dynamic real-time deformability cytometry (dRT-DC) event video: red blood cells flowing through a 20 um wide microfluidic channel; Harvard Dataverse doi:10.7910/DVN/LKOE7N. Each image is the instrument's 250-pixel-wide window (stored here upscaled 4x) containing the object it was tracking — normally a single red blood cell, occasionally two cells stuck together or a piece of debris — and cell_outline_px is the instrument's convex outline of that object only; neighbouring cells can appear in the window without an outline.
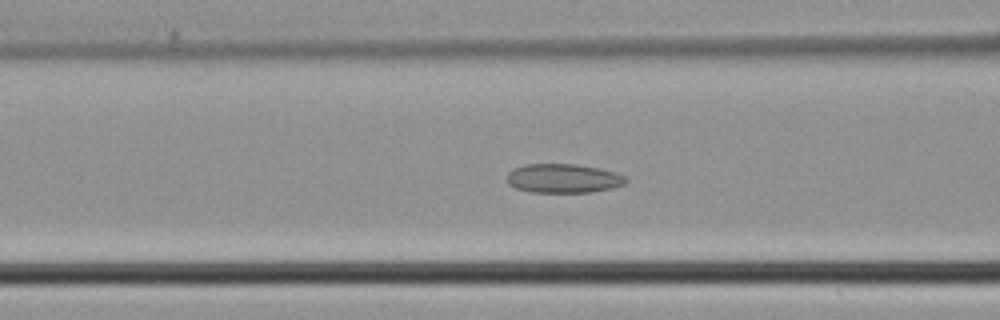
{"species": "common noctule bat (a hibernating species)", "species_latin": "Nyctalus noctula", "temperature_condition": "cold", "stored_images_in_passage": 47, "camera_frame_rate_fps": 3000, "um_per_image_px": 0.085, "animal": {"sex": "male", "body_mass_g": 21.5, "forearm_length_mm": 52.0}, "frame": {"image": 1, "passage_image": 19, "time_ms": 6.0, "image_size_px": [1000, 320], "cell_outline_px": [[628, 180], [624, 184], [612, 188], [592, 192], [532, 192], [516, 188], [508, 184], [508, 172], [512, 168], [524, 164], [576, 164], [596, 168], [612, 172], [624, 176]], "centroid_in_image_um": [47.84, 15.16], "position_along_channel_um": 118.8, "area_um2": 20.0}}
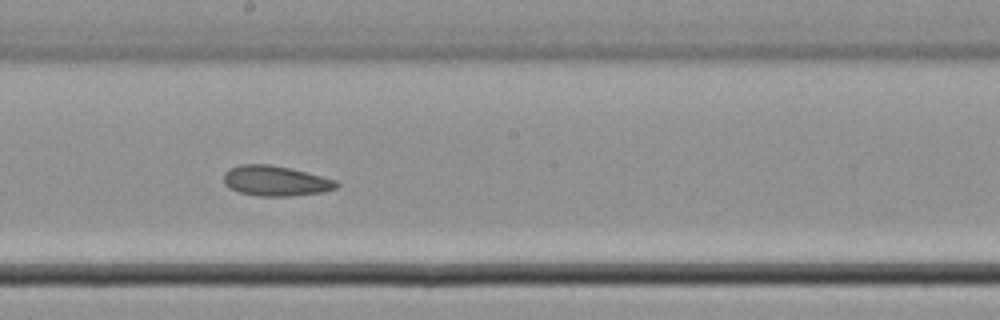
{"frame": {"image": 2, "passage_image": 26, "time_ms": 8.333, "image_size_px": [1000, 320], "cell_outline_px": [[340, 184], [336, 188], [324, 192], [288, 196], [260, 196], [240, 192], [228, 188], [224, 184], [224, 172], [228, 168], [240, 164], [268, 164], [288, 168], [336, 180]], "centroid_in_image_um": [23.38, 15.37], "position_along_channel_um": 224.8, "area_um2": 19.77}}
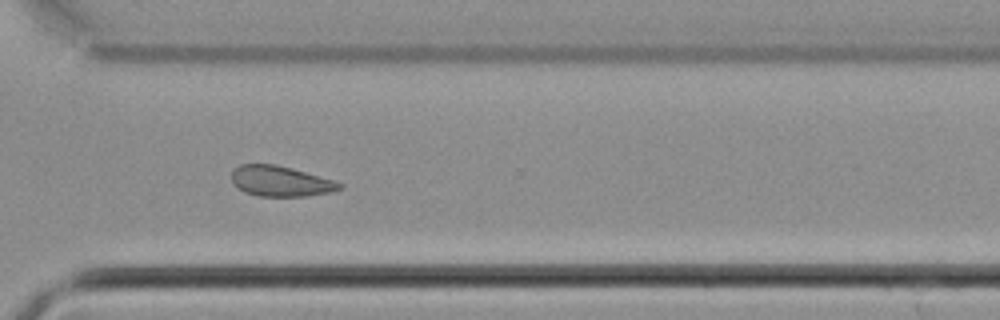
{"frame": {"image": 3, "passage_image": 34, "time_ms": 11.0, "image_size_px": [1000, 320], "cell_outline_px": [[344, 188], [332, 192], [308, 196], [260, 196], [244, 192], [232, 180], [232, 172], [240, 164], [276, 164], [292, 168], [336, 180], [344, 184]], "centroid_in_image_um": [23.93, 15.4], "position_along_channel_um": 346.7, "area_um2": 19.25}}